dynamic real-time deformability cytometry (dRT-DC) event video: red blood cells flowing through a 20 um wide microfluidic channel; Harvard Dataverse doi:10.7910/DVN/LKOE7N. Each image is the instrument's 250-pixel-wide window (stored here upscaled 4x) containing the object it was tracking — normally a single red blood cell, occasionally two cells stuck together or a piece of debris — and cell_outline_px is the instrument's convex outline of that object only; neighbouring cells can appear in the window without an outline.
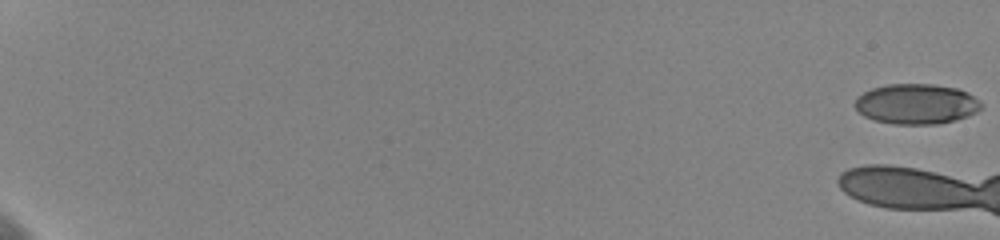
{"species": "human", "species_latin": "Homo sapiens", "temperature_condition": "cold", "stored_images_in_passage": 15, "camera_frame_rate_fps": 3000, "um_per_image_px": 0.085, "donor": {"sex": "female"}, "frame": {"image": 1, "passage_image": 1, "time_ms": 0.0, "image_size_px": [1000, 240], "cell_outline_px": [[984, 104], [976, 112], [968, 116], [936, 124], [892, 124], [876, 120], [864, 116], [856, 108], [856, 96], [872, 88], [888, 84], [932, 84], [956, 88], [968, 92], [980, 100]], "centroid_in_image_um": [77.91, 8.83], "position_along_channel_um": 7.1, "area_um2": 29.54}}